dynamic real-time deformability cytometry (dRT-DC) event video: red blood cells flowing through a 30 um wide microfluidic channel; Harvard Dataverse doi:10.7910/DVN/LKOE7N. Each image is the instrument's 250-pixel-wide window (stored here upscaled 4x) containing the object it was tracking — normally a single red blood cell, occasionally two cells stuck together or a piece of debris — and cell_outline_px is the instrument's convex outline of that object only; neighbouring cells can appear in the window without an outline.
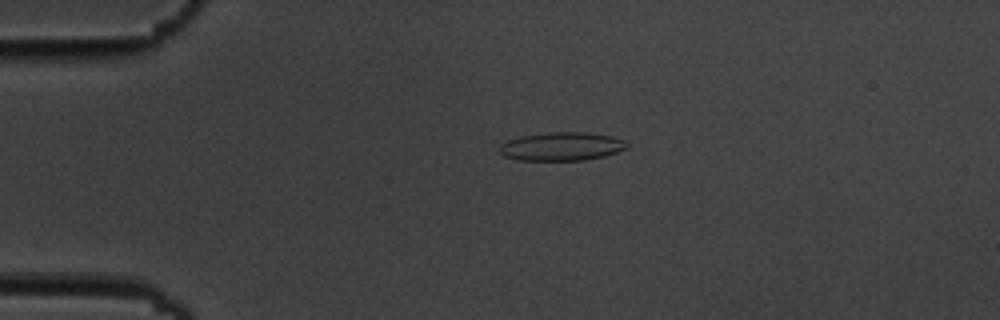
{"species": "common noctule bat (a hibernating species)", "species_latin": "Nyctalus noctula", "temperature_condition": "cold", "stored_images_in_passage": 2, "camera_frame_rate_fps": 3000, "um_per_image_px": 0.085, "animal": {"sex": "male", "body_mass_g": 19.5, "forearm_length_mm": 54.6}, "frame": {"image": 1, "passage_image": 1, "time_ms": 0.0, "image_size_px": [1000, 320], "cell_outline_px": [[628, 148], [604, 156], [584, 160], [520, 160], [504, 156], [496, 152], [500, 144], [508, 140], [524, 136], [548, 132], [584, 132], [612, 136], [624, 140], [628, 144]], "centroid_in_image_um": [47.72, 12.45], "position_along_channel_um": 37.3, "area_um2": 21.15}}